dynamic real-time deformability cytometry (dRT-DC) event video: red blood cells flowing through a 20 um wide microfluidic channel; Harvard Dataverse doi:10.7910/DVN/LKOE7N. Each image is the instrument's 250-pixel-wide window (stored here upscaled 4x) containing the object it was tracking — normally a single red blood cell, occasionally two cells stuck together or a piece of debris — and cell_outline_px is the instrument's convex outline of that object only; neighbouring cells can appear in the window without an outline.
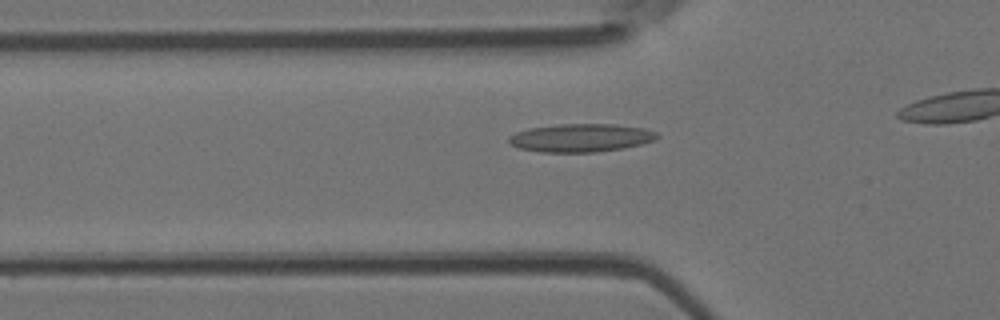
{"species": "Egyptian fruit bat (a non-hibernating species)", "species_latin": "Rousettus aegyptiacus", "temperature_condition": "room temperature", "stored_images_in_passage": 35, "camera_frame_rate_fps": 3000, "um_per_image_px": 0.085, "animal": {"sex": "female"}, "frame": {"image": 1, "passage_image": 12, "time_ms": 3.667, "image_size_px": [1000, 320], "cell_outline_px": [[660, 136], [656, 140], [624, 148], [596, 152], [540, 152], [520, 148], [512, 144], [508, 140], [508, 136], [516, 132], [528, 128], [560, 124], [616, 124], [644, 128], [656, 132]], "centroid_in_image_um": [49.39, 11.71], "position_along_channel_um": 76.4, "area_um2": 24.39}}
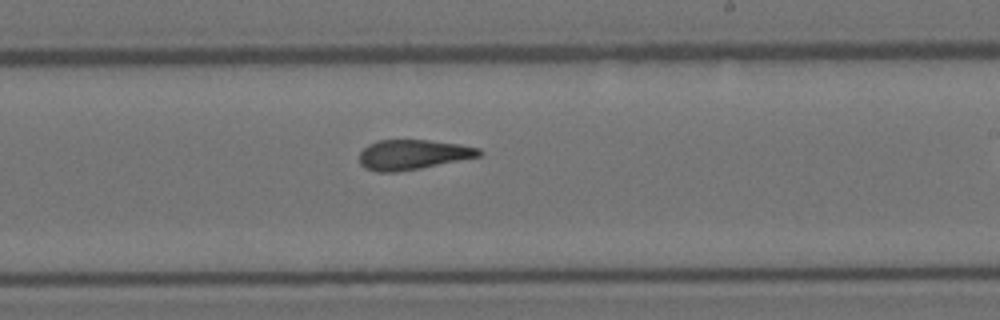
{"frame": {"image": 2, "passage_image": 25, "time_ms": 8.0, "image_size_px": [1000, 320], "cell_outline_px": [[484, 152], [480, 156], [420, 168], [396, 172], [376, 172], [364, 168], [360, 164], [360, 152], [368, 144], [376, 140], [428, 140], [460, 144], [480, 148]], "centroid_in_image_um": [35.08, 13.14], "position_along_channel_um": 253.9, "area_um2": 20.92}}
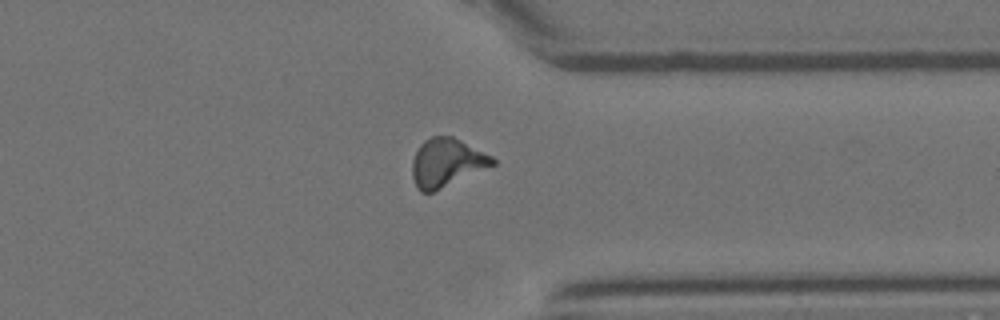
{"frame": {"image": 3, "passage_image": 34, "time_ms": 11.0, "image_size_px": [1000, 320], "cell_outline_px": [[496, 164], [432, 192], [420, 192], [416, 188], [412, 176], [412, 160], [420, 144], [424, 140], [432, 136], [452, 136], [492, 156], [496, 160]], "centroid_in_image_um": [37.94, 13.82], "position_along_channel_um": 373.5, "area_um2": 22.43}}